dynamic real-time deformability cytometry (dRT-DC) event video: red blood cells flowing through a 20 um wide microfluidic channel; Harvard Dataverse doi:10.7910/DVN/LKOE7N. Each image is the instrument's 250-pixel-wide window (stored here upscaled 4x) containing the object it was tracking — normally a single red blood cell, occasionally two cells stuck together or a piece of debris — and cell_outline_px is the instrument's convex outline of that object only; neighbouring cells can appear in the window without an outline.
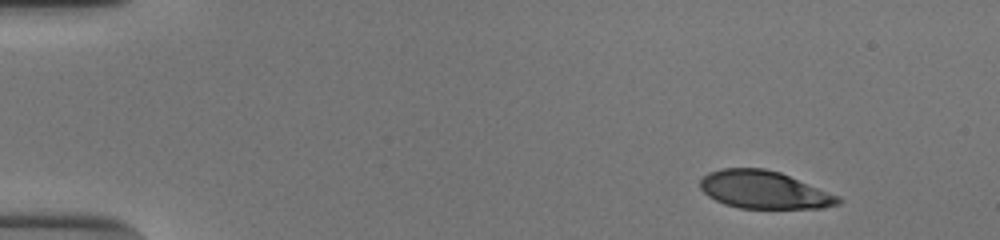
{"species": "human", "species_latin": "Homo sapiens", "temperature_condition": "cold", "stored_images_in_passage": 48, "camera_frame_rate_fps": 3000, "um_per_image_px": 0.085, "donor": {"sex": "male"}, "frame": {"image": 1, "passage_image": 1, "time_ms": 0.0, "image_size_px": [1000, 240], "cell_outline_px": [[844, 200], [840, 204], [820, 208], [740, 208], [724, 204], [708, 196], [700, 188], [700, 180], [708, 172], [724, 168], [764, 168], [780, 172], [840, 196]], "centroid_in_image_um": [64.96, 16.13], "position_along_channel_um": 20.0, "area_um2": 30.35}}
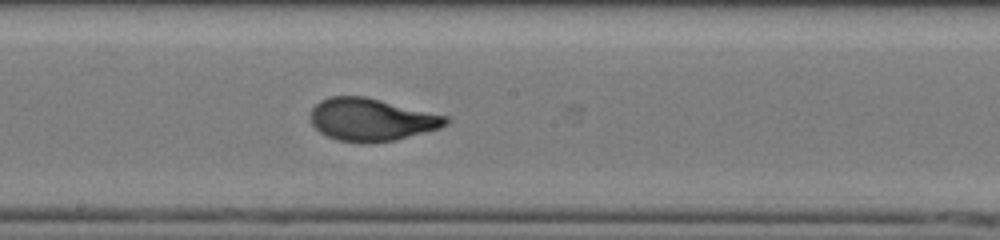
{"frame": {"image": 2, "passage_image": 25, "time_ms": 8.0, "image_size_px": [1000, 240], "cell_outline_px": [[452, 120], [448, 124], [440, 128], [396, 140], [360, 144], [356, 144], [336, 140], [320, 132], [312, 124], [312, 108], [320, 100], [328, 96], [364, 96], [452, 116]], "centroid_in_image_um": [31.64, 10.17], "position_along_channel_um": 216.6, "area_um2": 34.1}}
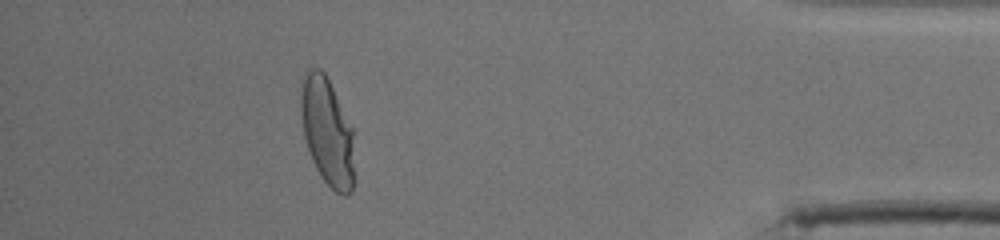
{"frame": {"image": 3, "passage_image": 43, "time_ms": 14.0, "image_size_px": [1000, 240], "cell_outline_px": [[356, 132], [352, 192], [348, 196], [344, 196], [336, 192], [320, 176], [312, 160], [304, 136], [300, 108], [300, 96], [304, 72], [308, 68], [320, 68], [324, 72], [356, 128]], "centroid_in_image_um": [27.87, 11.17], "position_along_channel_um": 407.3, "area_um2": 34.74}, "authors_computed_cell_mechanics": {"area_um2": 33.3506, "velocity_mm_per_s": 3.8838, "shape_relaxation_time_tau1_ms": 3.9617, "shape_relaxation_time_tau2_ms": null, "deformation_change_tau1": 0.2019, "deformation_change_tau2": null}}